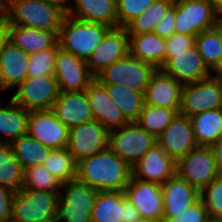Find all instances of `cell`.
Returning a JSON list of instances; mask_svg holds the SVG:
<instances>
[{"label":"cell","instance_id":"cell-39","mask_svg":"<svg viewBox=\"0 0 222 222\" xmlns=\"http://www.w3.org/2000/svg\"><path fill=\"white\" fill-rule=\"evenodd\" d=\"M200 199L211 221L222 222V175L216 177L200 191Z\"/></svg>","mask_w":222,"mask_h":222},{"label":"cell","instance_id":"cell-22","mask_svg":"<svg viewBox=\"0 0 222 222\" xmlns=\"http://www.w3.org/2000/svg\"><path fill=\"white\" fill-rule=\"evenodd\" d=\"M30 55L8 41L0 52V88L6 94L28 77Z\"/></svg>","mask_w":222,"mask_h":222},{"label":"cell","instance_id":"cell-32","mask_svg":"<svg viewBox=\"0 0 222 222\" xmlns=\"http://www.w3.org/2000/svg\"><path fill=\"white\" fill-rule=\"evenodd\" d=\"M113 102L129 122H136L145 105L144 93L114 84H103Z\"/></svg>","mask_w":222,"mask_h":222},{"label":"cell","instance_id":"cell-19","mask_svg":"<svg viewBox=\"0 0 222 222\" xmlns=\"http://www.w3.org/2000/svg\"><path fill=\"white\" fill-rule=\"evenodd\" d=\"M176 174V161L158 144L150 148L132 167L136 179L162 185Z\"/></svg>","mask_w":222,"mask_h":222},{"label":"cell","instance_id":"cell-16","mask_svg":"<svg viewBox=\"0 0 222 222\" xmlns=\"http://www.w3.org/2000/svg\"><path fill=\"white\" fill-rule=\"evenodd\" d=\"M54 75L60 92H82L95 79L89 72L87 62L61 48L57 51Z\"/></svg>","mask_w":222,"mask_h":222},{"label":"cell","instance_id":"cell-50","mask_svg":"<svg viewBox=\"0 0 222 222\" xmlns=\"http://www.w3.org/2000/svg\"><path fill=\"white\" fill-rule=\"evenodd\" d=\"M211 76L222 81V59L215 66V68L211 71Z\"/></svg>","mask_w":222,"mask_h":222},{"label":"cell","instance_id":"cell-47","mask_svg":"<svg viewBox=\"0 0 222 222\" xmlns=\"http://www.w3.org/2000/svg\"><path fill=\"white\" fill-rule=\"evenodd\" d=\"M210 149L213 152L217 169L220 175H222V137L213 143Z\"/></svg>","mask_w":222,"mask_h":222},{"label":"cell","instance_id":"cell-4","mask_svg":"<svg viewBox=\"0 0 222 222\" xmlns=\"http://www.w3.org/2000/svg\"><path fill=\"white\" fill-rule=\"evenodd\" d=\"M99 191L77 180L62 183L57 204L58 222H91Z\"/></svg>","mask_w":222,"mask_h":222},{"label":"cell","instance_id":"cell-18","mask_svg":"<svg viewBox=\"0 0 222 222\" xmlns=\"http://www.w3.org/2000/svg\"><path fill=\"white\" fill-rule=\"evenodd\" d=\"M94 120L108 131L130 123L107 93L106 87L96 78L85 90Z\"/></svg>","mask_w":222,"mask_h":222},{"label":"cell","instance_id":"cell-35","mask_svg":"<svg viewBox=\"0 0 222 222\" xmlns=\"http://www.w3.org/2000/svg\"><path fill=\"white\" fill-rule=\"evenodd\" d=\"M43 166L62 183L77 179L78 162L67 148L51 149Z\"/></svg>","mask_w":222,"mask_h":222},{"label":"cell","instance_id":"cell-33","mask_svg":"<svg viewBox=\"0 0 222 222\" xmlns=\"http://www.w3.org/2000/svg\"><path fill=\"white\" fill-rule=\"evenodd\" d=\"M175 0H154L138 17L130 21L125 29L128 35L153 33L156 25L165 13L173 6Z\"/></svg>","mask_w":222,"mask_h":222},{"label":"cell","instance_id":"cell-20","mask_svg":"<svg viewBox=\"0 0 222 222\" xmlns=\"http://www.w3.org/2000/svg\"><path fill=\"white\" fill-rule=\"evenodd\" d=\"M125 193L143 219L163 218V193L160 184L142 181L132 176Z\"/></svg>","mask_w":222,"mask_h":222},{"label":"cell","instance_id":"cell-2","mask_svg":"<svg viewBox=\"0 0 222 222\" xmlns=\"http://www.w3.org/2000/svg\"><path fill=\"white\" fill-rule=\"evenodd\" d=\"M4 16L8 25L36 28L59 35L67 10L50 0H7Z\"/></svg>","mask_w":222,"mask_h":222},{"label":"cell","instance_id":"cell-21","mask_svg":"<svg viewBox=\"0 0 222 222\" xmlns=\"http://www.w3.org/2000/svg\"><path fill=\"white\" fill-rule=\"evenodd\" d=\"M163 218H174L200 199V191L177 173L161 185Z\"/></svg>","mask_w":222,"mask_h":222},{"label":"cell","instance_id":"cell-40","mask_svg":"<svg viewBox=\"0 0 222 222\" xmlns=\"http://www.w3.org/2000/svg\"><path fill=\"white\" fill-rule=\"evenodd\" d=\"M59 48V43H57L53 48L30 54L28 77L54 75L57 51Z\"/></svg>","mask_w":222,"mask_h":222},{"label":"cell","instance_id":"cell-36","mask_svg":"<svg viewBox=\"0 0 222 222\" xmlns=\"http://www.w3.org/2000/svg\"><path fill=\"white\" fill-rule=\"evenodd\" d=\"M177 113H179V109H167L145 104L136 123L157 138Z\"/></svg>","mask_w":222,"mask_h":222},{"label":"cell","instance_id":"cell-25","mask_svg":"<svg viewBox=\"0 0 222 222\" xmlns=\"http://www.w3.org/2000/svg\"><path fill=\"white\" fill-rule=\"evenodd\" d=\"M67 15L75 19L118 27L116 0H73Z\"/></svg>","mask_w":222,"mask_h":222},{"label":"cell","instance_id":"cell-14","mask_svg":"<svg viewBox=\"0 0 222 222\" xmlns=\"http://www.w3.org/2000/svg\"><path fill=\"white\" fill-rule=\"evenodd\" d=\"M129 54V36L125 27L110 28L87 61L91 75L96 78L107 67Z\"/></svg>","mask_w":222,"mask_h":222},{"label":"cell","instance_id":"cell-38","mask_svg":"<svg viewBox=\"0 0 222 222\" xmlns=\"http://www.w3.org/2000/svg\"><path fill=\"white\" fill-rule=\"evenodd\" d=\"M62 182L43 165L28 167L24 170L21 189L60 192Z\"/></svg>","mask_w":222,"mask_h":222},{"label":"cell","instance_id":"cell-43","mask_svg":"<svg viewBox=\"0 0 222 222\" xmlns=\"http://www.w3.org/2000/svg\"><path fill=\"white\" fill-rule=\"evenodd\" d=\"M195 45V37L174 33L166 38V53H181Z\"/></svg>","mask_w":222,"mask_h":222},{"label":"cell","instance_id":"cell-27","mask_svg":"<svg viewBox=\"0 0 222 222\" xmlns=\"http://www.w3.org/2000/svg\"><path fill=\"white\" fill-rule=\"evenodd\" d=\"M129 36V54L160 69L165 64L166 39L156 33Z\"/></svg>","mask_w":222,"mask_h":222},{"label":"cell","instance_id":"cell-46","mask_svg":"<svg viewBox=\"0 0 222 222\" xmlns=\"http://www.w3.org/2000/svg\"><path fill=\"white\" fill-rule=\"evenodd\" d=\"M142 216L138 209L127 199H124V219L122 222H141Z\"/></svg>","mask_w":222,"mask_h":222},{"label":"cell","instance_id":"cell-45","mask_svg":"<svg viewBox=\"0 0 222 222\" xmlns=\"http://www.w3.org/2000/svg\"><path fill=\"white\" fill-rule=\"evenodd\" d=\"M175 9L171 7L158 22L154 33L161 38H169L175 33Z\"/></svg>","mask_w":222,"mask_h":222},{"label":"cell","instance_id":"cell-23","mask_svg":"<svg viewBox=\"0 0 222 222\" xmlns=\"http://www.w3.org/2000/svg\"><path fill=\"white\" fill-rule=\"evenodd\" d=\"M182 85L161 69L153 74L144 93L145 104L167 109H180Z\"/></svg>","mask_w":222,"mask_h":222},{"label":"cell","instance_id":"cell-29","mask_svg":"<svg viewBox=\"0 0 222 222\" xmlns=\"http://www.w3.org/2000/svg\"><path fill=\"white\" fill-rule=\"evenodd\" d=\"M190 121L198 146L210 147L222 137V108L196 114Z\"/></svg>","mask_w":222,"mask_h":222},{"label":"cell","instance_id":"cell-3","mask_svg":"<svg viewBox=\"0 0 222 222\" xmlns=\"http://www.w3.org/2000/svg\"><path fill=\"white\" fill-rule=\"evenodd\" d=\"M111 27L102 23H91L66 16L58 35L62 50L86 62L103 40Z\"/></svg>","mask_w":222,"mask_h":222},{"label":"cell","instance_id":"cell-53","mask_svg":"<svg viewBox=\"0 0 222 222\" xmlns=\"http://www.w3.org/2000/svg\"><path fill=\"white\" fill-rule=\"evenodd\" d=\"M7 0H0V16L4 15L6 10Z\"/></svg>","mask_w":222,"mask_h":222},{"label":"cell","instance_id":"cell-17","mask_svg":"<svg viewBox=\"0 0 222 222\" xmlns=\"http://www.w3.org/2000/svg\"><path fill=\"white\" fill-rule=\"evenodd\" d=\"M157 144L176 162L198 146L190 118L181 113L157 137Z\"/></svg>","mask_w":222,"mask_h":222},{"label":"cell","instance_id":"cell-30","mask_svg":"<svg viewBox=\"0 0 222 222\" xmlns=\"http://www.w3.org/2000/svg\"><path fill=\"white\" fill-rule=\"evenodd\" d=\"M125 191H99L91 212V222H122Z\"/></svg>","mask_w":222,"mask_h":222},{"label":"cell","instance_id":"cell-34","mask_svg":"<svg viewBox=\"0 0 222 222\" xmlns=\"http://www.w3.org/2000/svg\"><path fill=\"white\" fill-rule=\"evenodd\" d=\"M24 169L15 158L11 145L0 143V186L18 192L22 188Z\"/></svg>","mask_w":222,"mask_h":222},{"label":"cell","instance_id":"cell-52","mask_svg":"<svg viewBox=\"0 0 222 222\" xmlns=\"http://www.w3.org/2000/svg\"><path fill=\"white\" fill-rule=\"evenodd\" d=\"M141 222H166L164 218H147L142 219Z\"/></svg>","mask_w":222,"mask_h":222},{"label":"cell","instance_id":"cell-8","mask_svg":"<svg viewBox=\"0 0 222 222\" xmlns=\"http://www.w3.org/2000/svg\"><path fill=\"white\" fill-rule=\"evenodd\" d=\"M60 95L55 75L27 77L12 93L10 99L26 111L52 109Z\"/></svg>","mask_w":222,"mask_h":222},{"label":"cell","instance_id":"cell-5","mask_svg":"<svg viewBox=\"0 0 222 222\" xmlns=\"http://www.w3.org/2000/svg\"><path fill=\"white\" fill-rule=\"evenodd\" d=\"M157 68L130 54L114 62L100 73L96 79L101 84H114L145 93L151 77Z\"/></svg>","mask_w":222,"mask_h":222},{"label":"cell","instance_id":"cell-6","mask_svg":"<svg viewBox=\"0 0 222 222\" xmlns=\"http://www.w3.org/2000/svg\"><path fill=\"white\" fill-rule=\"evenodd\" d=\"M175 33L196 37L215 28L219 7L211 0H175Z\"/></svg>","mask_w":222,"mask_h":222},{"label":"cell","instance_id":"cell-41","mask_svg":"<svg viewBox=\"0 0 222 222\" xmlns=\"http://www.w3.org/2000/svg\"><path fill=\"white\" fill-rule=\"evenodd\" d=\"M154 0H116L118 26L125 27L140 16Z\"/></svg>","mask_w":222,"mask_h":222},{"label":"cell","instance_id":"cell-28","mask_svg":"<svg viewBox=\"0 0 222 222\" xmlns=\"http://www.w3.org/2000/svg\"><path fill=\"white\" fill-rule=\"evenodd\" d=\"M29 111L11 99L0 103V143L11 144L27 134Z\"/></svg>","mask_w":222,"mask_h":222},{"label":"cell","instance_id":"cell-37","mask_svg":"<svg viewBox=\"0 0 222 222\" xmlns=\"http://www.w3.org/2000/svg\"><path fill=\"white\" fill-rule=\"evenodd\" d=\"M195 45L205 64L212 71L222 59V38L215 29L202 31L195 37Z\"/></svg>","mask_w":222,"mask_h":222},{"label":"cell","instance_id":"cell-56","mask_svg":"<svg viewBox=\"0 0 222 222\" xmlns=\"http://www.w3.org/2000/svg\"><path fill=\"white\" fill-rule=\"evenodd\" d=\"M47 222H58V221L56 219H51V220H49Z\"/></svg>","mask_w":222,"mask_h":222},{"label":"cell","instance_id":"cell-26","mask_svg":"<svg viewBox=\"0 0 222 222\" xmlns=\"http://www.w3.org/2000/svg\"><path fill=\"white\" fill-rule=\"evenodd\" d=\"M8 41L30 55L53 48L58 43V35L51 31L8 25Z\"/></svg>","mask_w":222,"mask_h":222},{"label":"cell","instance_id":"cell-15","mask_svg":"<svg viewBox=\"0 0 222 222\" xmlns=\"http://www.w3.org/2000/svg\"><path fill=\"white\" fill-rule=\"evenodd\" d=\"M27 134L51 149L68 145L69 128L51 109L29 112Z\"/></svg>","mask_w":222,"mask_h":222},{"label":"cell","instance_id":"cell-10","mask_svg":"<svg viewBox=\"0 0 222 222\" xmlns=\"http://www.w3.org/2000/svg\"><path fill=\"white\" fill-rule=\"evenodd\" d=\"M222 108V81L212 76L182 87L179 113L189 118L206 110Z\"/></svg>","mask_w":222,"mask_h":222},{"label":"cell","instance_id":"cell-31","mask_svg":"<svg viewBox=\"0 0 222 222\" xmlns=\"http://www.w3.org/2000/svg\"><path fill=\"white\" fill-rule=\"evenodd\" d=\"M10 145L15 158L24 170L28 167L43 165L51 151V148L28 134L20 136Z\"/></svg>","mask_w":222,"mask_h":222},{"label":"cell","instance_id":"cell-51","mask_svg":"<svg viewBox=\"0 0 222 222\" xmlns=\"http://www.w3.org/2000/svg\"><path fill=\"white\" fill-rule=\"evenodd\" d=\"M53 3L61 5L65 10H68L73 0H50Z\"/></svg>","mask_w":222,"mask_h":222},{"label":"cell","instance_id":"cell-1","mask_svg":"<svg viewBox=\"0 0 222 222\" xmlns=\"http://www.w3.org/2000/svg\"><path fill=\"white\" fill-rule=\"evenodd\" d=\"M132 167L109 148L78 162L77 181L97 191H125Z\"/></svg>","mask_w":222,"mask_h":222},{"label":"cell","instance_id":"cell-48","mask_svg":"<svg viewBox=\"0 0 222 222\" xmlns=\"http://www.w3.org/2000/svg\"><path fill=\"white\" fill-rule=\"evenodd\" d=\"M8 42V22L4 15L0 16V52Z\"/></svg>","mask_w":222,"mask_h":222},{"label":"cell","instance_id":"cell-13","mask_svg":"<svg viewBox=\"0 0 222 222\" xmlns=\"http://www.w3.org/2000/svg\"><path fill=\"white\" fill-rule=\"evenodd\" d=\"M109 131L96 120L69 129L67 149L77 162L108 148Z\"/></svg>","mask_w":222,"mask_h":222},{"label":"cell","instance_id":"cell-7","mask_svg":"<svg viewBox=\"0 0 222 222\" xmlns=\"http://www.w3.org/2000/svg\"><path fill=\"white\" fill-rule=\"evenodd\" d=\"M59 193L21 189L15 194L11 219L17 222H47L55 219Z\"/></svg>","mask_w":222,"mask_h":222},{"label":"cell","instance_id":"cell-44","mask_svg":"<svg viewBox=\"0 0 222 222\" xmlns=\"http://www.w3.org/2000/svg\"><path fill=\"white\" fill-rule=\"evenodd\" d=\"M15 194L11 189L0 186V222L11 219Z\"/></svg>","mask_w":222,"mask_h":222},{"label":"cell","instance_id":"cell-49","mask_svg":"<svg viewBox=\"0 0 222 222\" xmlns=\"http://www.w3.org/2000/svg\"><path fill=\"white\" fill-rule=\"evenodd\" d=\"M215 29L220 33L222 38V7L218 9L216 20H215Z\"/></svg>","mask_w":222,"mask_h":222},{"label":"cell","instance_id":"cell-57","mask_svg":"<svg viewBox=\"0 0 222 222\" xmlns=\"http://www.w3.org/2000/svg\"><path fill=\"white\" fill-rule=\"evenodd\" d=\"M7 222H17V221H14L13 219H10L9 221H7Z\"/></svg>","mask_w":222,"mask_h":222},{"label":"cell","instance_id":"cell-24","mask_svg":"<svg viewBox=\"0 0 222 222\" xmlns=\"http://www.w3.org/2000/svg\"><path fill=\"white\" fill-rule=\"evenodd\" d=\"M51 110L69 129L94 120L86 91L60 92Z\"/></svg>","mask_w":222,"mask_h":222},{"label":"cell","instance_id":"cell-54","mask_svg":"<svg viewBox=\"0 0 222 222\" xmlns=\"http://www.w3.org/2000/svg\"><path fill=\"white\" fill-rule=\"evenodd\" d=\"M213 3H215L219 8L222 7V0H211Z\"/></svg>","mask_w":222,"mask_h":222},{"label":"cell","instance_id":"cell-9","mask_svg":"<svg viewBox=\"0 0 222 222\" xmlns=\"http://www.w3.org/2000/svg\"><path fill=\"white\" fill-rule=\"evenodd\" d=\"M157 144V138L136 122L109 131L108 148L133 167L145 153Z\"/></svg>","mask_w":222,"mask_h":222},{"label":"cell","instance_id":"cell-55","mask_svg":"<svg viewBox=\"0 0 222 222\" xmlns=\"http://www.w3.org/2000/svg\"><path fill=\"white\" fill-rule=\"evenodd\" d=\"M3 94H5L3 91H2V89L0 88V97L3 95ZM2 102V100H1V98H0V103Z\"/></svg>","mask_w":222,"mask_h":222},{"label":"cell","instance_id":"cell-42","mask_svg":"<svg viewBox=\"0 0 222 222\" xmlns=\"http://www.w3.org/2000/svg\"><path fill=\"white\" fill-rule=\"evenodd\" d=\"M166 222H211V219L205 205L202 200L199 199L197 202L187 207L182 214L174 218H169Z\"/></svg>","mask_w":222,"mask_h":222},{"label":"cell","instance_id":"cell-12","mask_svg":"<svg viewBox=\"0 0 222 222\" xmlns=\"http://www.w3.org/2000/svg\"><path fill=\"white\" fill-rule=\"evenodd\" d=\"M182 86L194 84L211 76L196 45L181 53H166L165 64L160 68Z\"/></svg>","mask_w":222,"mask_h":222},{"label":"cell","instance_id":"cell-11","mask_svg":"<svg viewBox=\"0 0 222 222\" xmlns=\"http://www.w3.org/2000/svg\"><path fill=\"white\" fill-rule=\"evenodd\" d=\"M176 173L201 191L220 175L210 147L199 146L176 162Z\"/></svg>","mask_w":222,"mask_h":222}]
</instances>
